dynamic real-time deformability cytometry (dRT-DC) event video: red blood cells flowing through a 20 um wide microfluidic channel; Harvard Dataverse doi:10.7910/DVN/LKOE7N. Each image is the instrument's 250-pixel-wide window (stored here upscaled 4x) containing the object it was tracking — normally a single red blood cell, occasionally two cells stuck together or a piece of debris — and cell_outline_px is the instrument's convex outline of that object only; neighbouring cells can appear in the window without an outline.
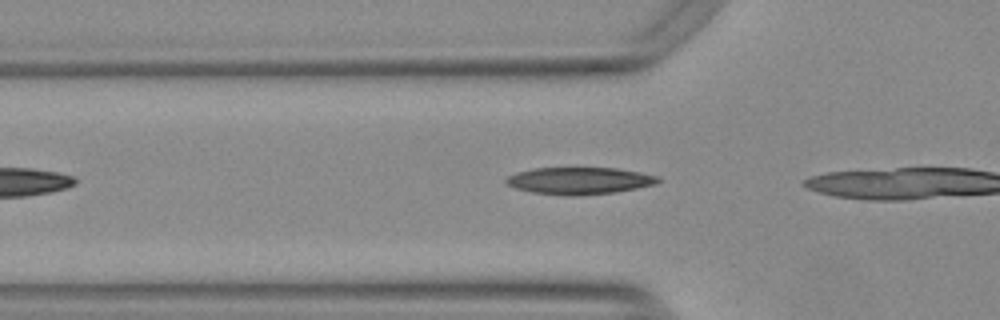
{"species": "Egyptian fruit bat (a non-hibernating species)", "species_latin": "Rousettus aegyptiacus", "temperature_condition": "warm", "stored_images_in_passage": 3, "camera_frame_rate_fps": 3000, "um_per_image_px": 0.085, "animal": {"sex": "female"}, "frame": {"image": 1, "passage_image": 2, "time_ms": 0.333, "image_size_px": [1000, 320], "cell_outline_px": [[660, 180], [652, 184], [636, 188], [612, 192], [576, 196], [572, 196], [532, 192], [516, 188], [508, 184], [504, 180], [508, 176], [516, 172], [536, 168], [616, 168], [640, 172], [656, 176]], "centroid_in_image_um": [49.2, 15.35], "position_along_channel_um": 76.6, "area_um2": 23.52}}